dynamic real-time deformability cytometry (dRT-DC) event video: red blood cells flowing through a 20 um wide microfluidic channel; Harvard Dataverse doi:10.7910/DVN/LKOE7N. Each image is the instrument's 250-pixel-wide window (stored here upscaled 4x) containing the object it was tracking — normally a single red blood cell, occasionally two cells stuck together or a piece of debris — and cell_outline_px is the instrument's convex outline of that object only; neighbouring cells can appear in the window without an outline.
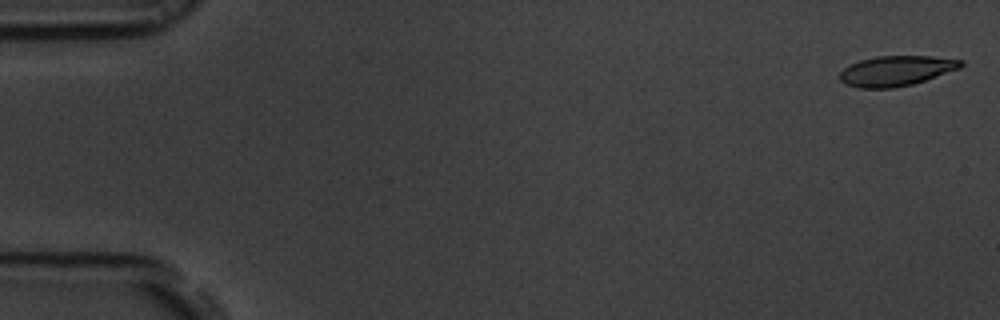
{"species": "common noctule bat (a hibernating species)", "species_latin": "Nyctalus noctula", "temperature_condition": "room temperature", "stored_images_in_passage": 9, "camera_frame_rate_fps": 3000, "um_per_image_px": 0.085, "animal": {"sex": "male", "body_mass_g": 19.5, "forearm_length_mm": 54.6}, "frame": {"image": 1, "passage_image": 1, "time_ms": 0.0, "image_size_px": [1000, 320], "cell_outline_px": [[964, 64], [960, 68], [912, 84], [892, 88], [856, 88], [844, 84], [840, 80], [840, 72], [844, 68], [860, 60], [876, 56], [932, 56], [964, 60]], "centroid_in_image_um": [76.16, 6.02], "position_along_channel_um": 8.8, "area_um2": 21.21}}